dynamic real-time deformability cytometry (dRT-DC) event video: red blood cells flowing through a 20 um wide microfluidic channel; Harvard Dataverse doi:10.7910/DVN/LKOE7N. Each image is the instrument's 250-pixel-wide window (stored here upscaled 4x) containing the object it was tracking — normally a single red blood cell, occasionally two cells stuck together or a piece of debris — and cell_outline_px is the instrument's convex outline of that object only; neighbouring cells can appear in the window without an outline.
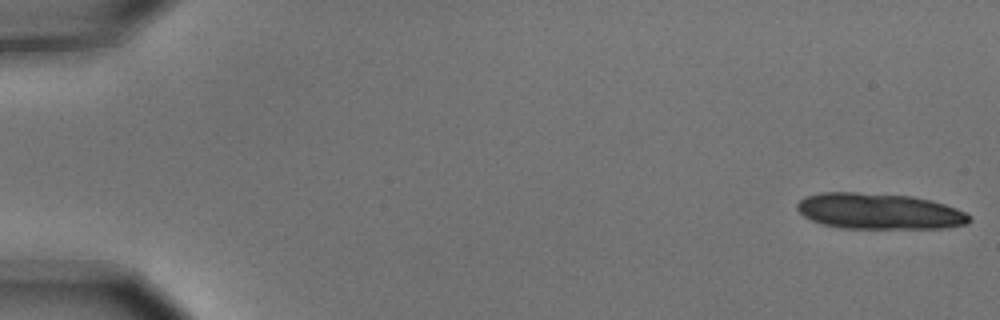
{"species": "common noctule bat (a hibernating species)", "species_latin": "Nyctalus noctula", "temperature_condition": "cold", "stored_images_in_passage": 5, "camera_frame_rate_fps": 3000, "um_per_image_px": 0.085, "animal": {"sex": "male", "body_mass_g": 15.6}, "frame": {"image": 1, "passage_image": 1, "time_ms": 0.0, "image_size_px": [1000, 320], "cell_outline_px": [[972, 220], [968, 224], [944, 228], [840, 228], [820, 224], [804, 216], [796, 208], [796, 204], [804, 196], [820, 192], [856, 192], [912, 196], [932, 200], [956, 208], [972, 216]], "centroid_in_image_um": [74.72, 17.95], "position_along_channel_um": 10.3, "area_um2": 36.36}}